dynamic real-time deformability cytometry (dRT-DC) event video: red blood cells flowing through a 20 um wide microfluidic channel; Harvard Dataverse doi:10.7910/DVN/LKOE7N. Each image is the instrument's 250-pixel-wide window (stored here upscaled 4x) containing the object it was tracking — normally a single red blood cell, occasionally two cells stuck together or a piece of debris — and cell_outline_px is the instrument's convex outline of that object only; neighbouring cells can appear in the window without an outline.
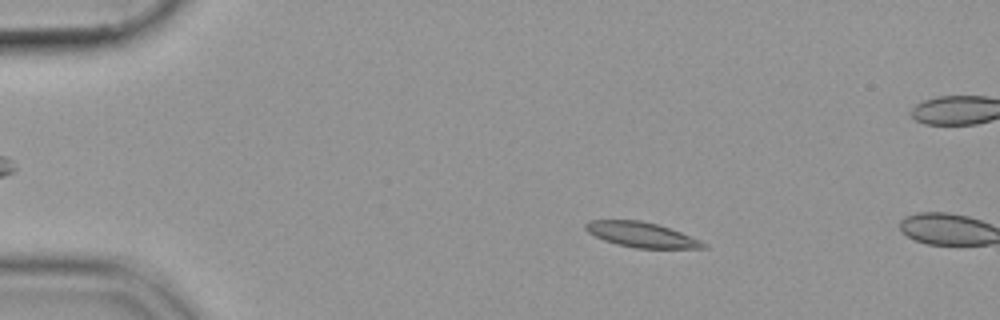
{"species": "common noctule bat (a hibernating species)", "species_latin": "Nyctalus noctula", "temperature_condition": "cold", "stored_images_in_passage": 6, "camera_frame_rate_fps": 3000, "um_per_image_px": 0.085, "animal": {"sex": "female", "body_mass_g": 19.9}, "frame": {"image": 1, "passage_image": 5, "time_ms": 1.333, "image_size_px": [1000, 320], "cell_outline_px": [[708, 248], [636, 248], [616, 244], [604, 240], [588, 232], [584, 228], [584, 224], [588, 220], [640, 220], [656, 224], [680, 232], [700, 240], [708, 244]], "centroid_in_image_um": [54.51, 19.95], "position_along_channel_um": 30.5, "area_um2": 17.11}}